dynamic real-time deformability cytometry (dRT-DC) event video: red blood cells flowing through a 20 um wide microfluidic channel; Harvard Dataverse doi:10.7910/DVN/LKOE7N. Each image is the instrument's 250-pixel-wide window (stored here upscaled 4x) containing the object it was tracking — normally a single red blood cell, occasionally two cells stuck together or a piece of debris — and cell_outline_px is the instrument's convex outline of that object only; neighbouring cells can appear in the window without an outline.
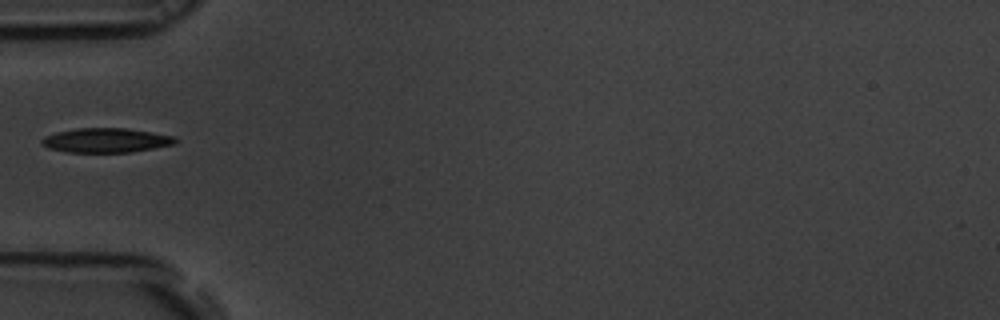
{"species": "common noctule bat (a hibernating species)", "species_latin": "Nyctalus noctula", "temperature_condition": "room temperature", "stored_images_in_passage": 37, "camera_frame_rate_fps": 3000, "um_per_image_px": 0.085, "animal": {"sex": "male", "body_mass_g": 19.5, "forearm_length_mm": 54.6}, "frame": {"image": 1, "passage_image": 1, "time_ms": 0.0, "image_size_px": [1000, 320], "cell_outline_px": [[180, 140], [176, 144], [132, 152], [68, 152], [48, 148], [40, 144], [40, 140], [44, 136], [56, 132], [76, 128], [128, 128], [176, 136]], "centroid_in_image_um": [9.04, 11.92], "position_along_channel_um": 76.0, "area_um2": 19.31}}
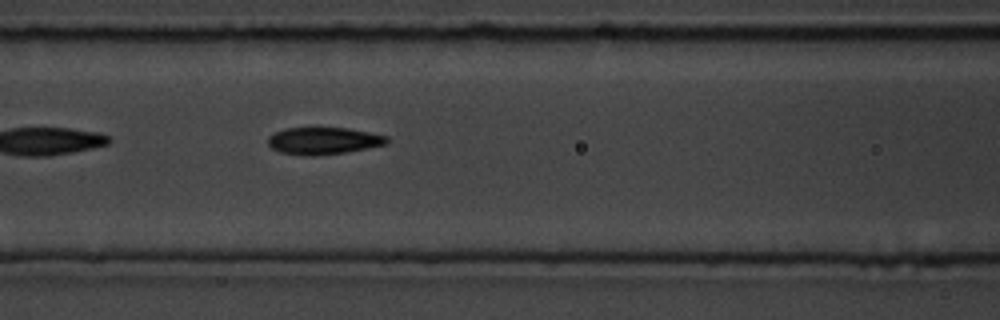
{"frame": {"image": 2, "passage_image": 6, "time_ms": 1.667, "image_size_px": [1000, 320], "cell_outline_px": [[388, 144], [344, 152], [312, 156], [304, 156], [280, 152], [272, 148], [268, 144], [268, 136], [284, 128], [348, 128], [388, 136]], "centroid_in_image_um": [27.48, 11.97], "position_along_channel_um": 139.1, "area_um2": 18.67}}
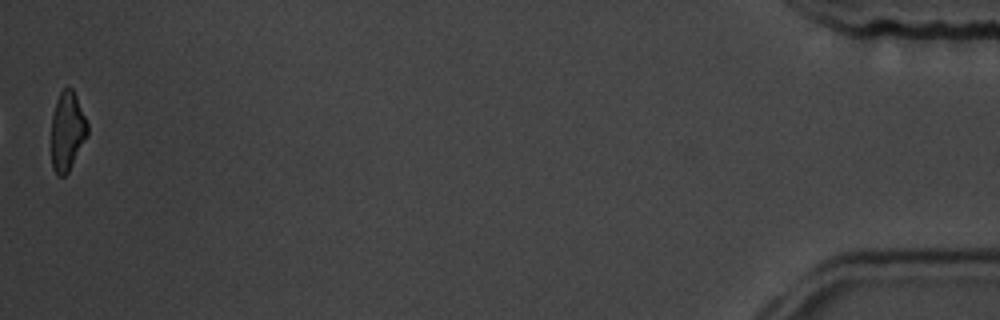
{"frame": {"image": 3, "passage_image": 37, "time_ms": 12.0, "image_size_px": [1000, 320], "cell_outline_px": [[88, 136], [68, 172], [64, 176], [56, 176], [52, 168], [52, 116], [56, 100], [60, 92], [64, 88], [72, 88], [76, 96], [88, 124]], "centroid_in_image_um": [5.72, 11.18], "position_along_channel_um": 429.5, "area_um2": 16.65}}